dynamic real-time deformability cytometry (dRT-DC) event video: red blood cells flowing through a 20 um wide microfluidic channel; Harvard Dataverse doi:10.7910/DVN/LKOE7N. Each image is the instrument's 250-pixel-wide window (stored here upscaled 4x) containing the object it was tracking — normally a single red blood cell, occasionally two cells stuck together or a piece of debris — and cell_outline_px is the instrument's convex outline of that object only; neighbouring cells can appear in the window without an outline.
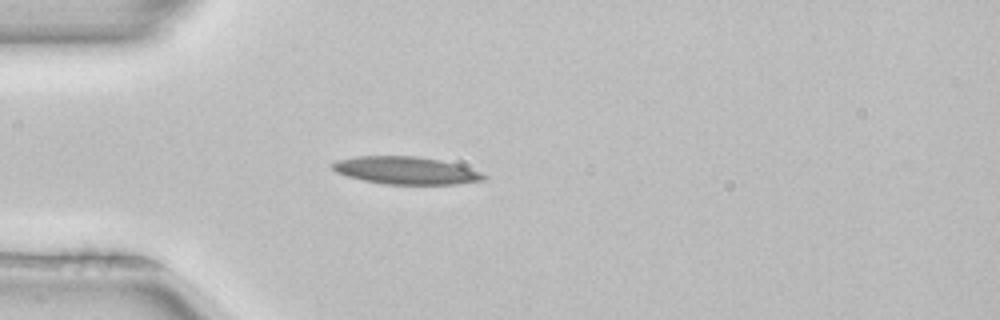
{"species": "common noctule bat (a hibernating species)", "species_latin": "Nyctalus noctula", "temperature_condition": "room temperature", "stored_images_in_passage": 2, "camera_frame_rate_fps": 3000, "um_per_image_px": 0.085, "animal": {"sex": "female", "body_mass_g": 22.7, "forearm_length_mm": 54.2}, "frame": {"image": 1, "passage_image": 2, "time_ms": 0.333, "image_size_px": [1000, 320], "cell_outline_px": [[488, 176], [484, 180], [456, 184], [384, 184], [364, 180], [348, 176], [336, 172], [328, 164], [336, 160], [356, 156], [416, 156], [440, 160], [456, 164], [480, 172]], "centroid_in_image_um": [34.46, 14.48], "position_along_channel_um": 50.5, "area_um2": 24.22}}